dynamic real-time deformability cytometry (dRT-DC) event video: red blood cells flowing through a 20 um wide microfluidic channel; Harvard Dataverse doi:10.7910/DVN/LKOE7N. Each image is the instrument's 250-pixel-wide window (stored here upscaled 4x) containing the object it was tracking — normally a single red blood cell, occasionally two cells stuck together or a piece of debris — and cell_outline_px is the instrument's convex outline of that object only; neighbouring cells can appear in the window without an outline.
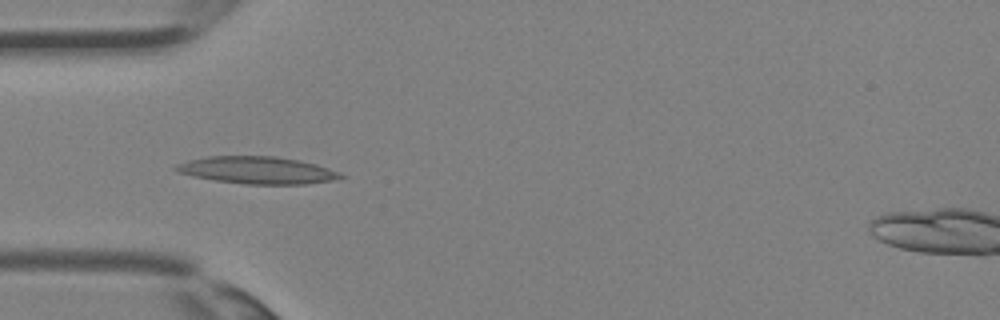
{"species": "Egyptian fruit bat (a non-hibernating species)", "species_latin": "Rousettus aegyptiacus", "temperature_condition": "room temperature", "stored_images_in_passage": 3, "camera_frame_rate_fps": 3000, "um_per_image_px": 0.085, "animal": {"sex": "female"}, "frame": {"image": 1, "passage_image": 1, "time_ms": 0.0, "image_size_px": [1000, 320], "cell_outline_px": [[348, 176], [332, 180], [304, 184], [244, 184], [216, 180], [196, 176], [180, 172], [172, 168], [176, 164], [188, 160], [208, 156], [276, 156], [300, 160], [316, 164], [340, 172]], "centroid_in_image_um": [21.9, 14.46], "position_along_channel_um": 63.1, "area_um2": 26.01}}
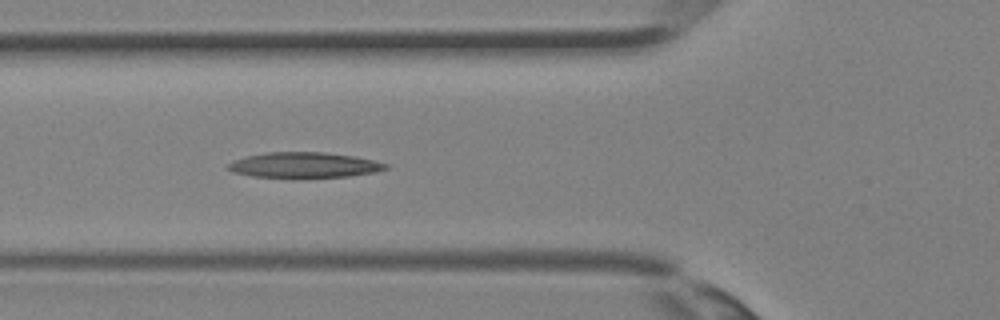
{"frame": {"image": 2, "passage_image": 3, "time_ms": 0.667, "image_size_px": [1000, 320], "cell_outline_px": [[388, 168], [376, 172], [348, 176], [300, 180], [292, 180], [252, 176], [232, 172], [224, 168], [232, 160], [244, 156], [264, 152], [324, 152], [356, 156], [388, 164]], "centroid_in_image_um": [25.77, 14.06], "position_along_channel_um": 100.0, "area_um2": 24.57}}